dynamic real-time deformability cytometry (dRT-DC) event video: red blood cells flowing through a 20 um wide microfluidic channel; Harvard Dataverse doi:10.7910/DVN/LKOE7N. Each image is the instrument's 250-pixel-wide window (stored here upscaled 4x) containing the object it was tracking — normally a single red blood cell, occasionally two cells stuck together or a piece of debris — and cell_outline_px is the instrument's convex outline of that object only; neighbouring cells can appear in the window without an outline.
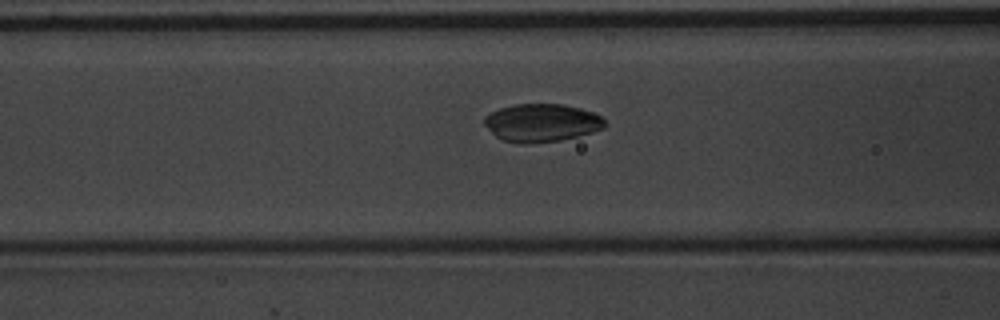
{"species": "common noctule bat (a hibernating species)", "species_latin": "Nyctalus noctula", "temperature_condition": "warm", "stored_images_in_passage": 47, "camera_frame_rate_fps": 3000, "um_per_image_px": 0.085, "animal": {"sex": "male", "body_mass_g": 20.1, "forearm_length_mm": 53.5}, "frame": {"image": 1, "passage_image": 14, "time_ms": 4.333, "image_size_px": [1000, 320], "cell_outline_px": [[608, 124], [604, 128], [592, 132], [560, 140], [528, 144], [520, 144], [504, 140], [496, 136], [484, 124], [484, 116], [500, 108], [516, 104], [560, 104], [580, 108], [604, 116]], "centroid_in_image_um": [46.08, 10.43], "position_along_channel_um": 120.5, "area_um2": 26.7}}
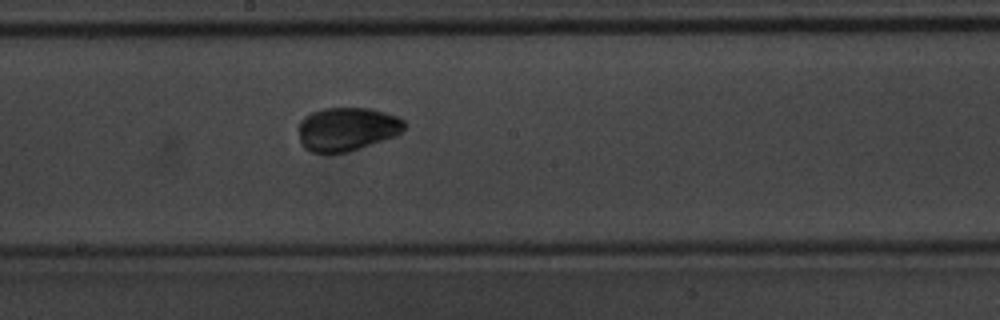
{"frame": {"image": 2, "passage_image": 22, "time_ms": 7.0, "image_size_px": [1000, 320], "cell_outline_px": [[408, 124], [396, 136], [348, 152], [312, 152], [304, 148], [300, 144], [300, 120], [304, 116], [312, 112], [324, 108], [368, 108], [384, 112], [396, 116], [404, 120]], "centroid_in_image_um": [29.5, 10.96], "position_along_channel_um": 218.7, "area_um2": 26.82}}
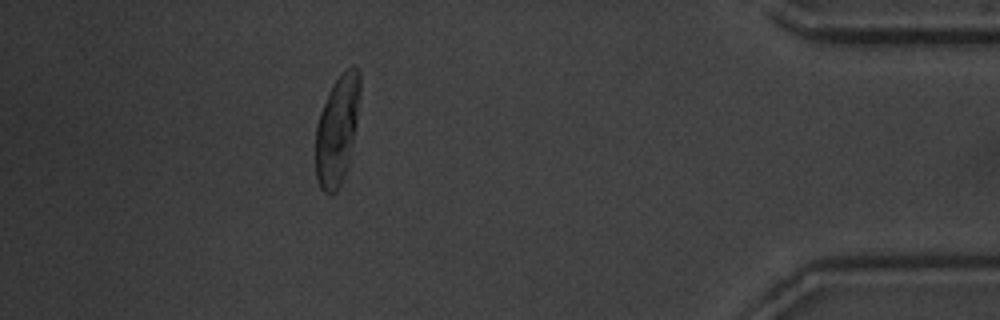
{"frame": {"image": 3, "passage_image": 41, "time_ms": 13.333, "image_size_px": [1000, 320], "cell_outline_px": [[360, 96], [356, 124], [348, 160], [340, 184], [336, 192], [324, 192], [320, 188], [316, 176], [316, 124], [320, 112], [328, 92], [332, 84], [340, 72], [344, 68], [352, 64], [360, 72]], "centroid_in_image_um": [28.65, 10.93], "position_along_channel_um": 406.5, "area_um2": 28.03}, "authors_computed_cell_mechanics": {"area_um2": 27.166, "velocity_mm_per_s": 3.677, "shape_relaxation_time_tau1_ms": 3.8093, "shape_relaxation_time_tau2_ms": 1.9721, "deformation_change_tau1": 0.1337, "deformation_change_tau2": 0.0522}}